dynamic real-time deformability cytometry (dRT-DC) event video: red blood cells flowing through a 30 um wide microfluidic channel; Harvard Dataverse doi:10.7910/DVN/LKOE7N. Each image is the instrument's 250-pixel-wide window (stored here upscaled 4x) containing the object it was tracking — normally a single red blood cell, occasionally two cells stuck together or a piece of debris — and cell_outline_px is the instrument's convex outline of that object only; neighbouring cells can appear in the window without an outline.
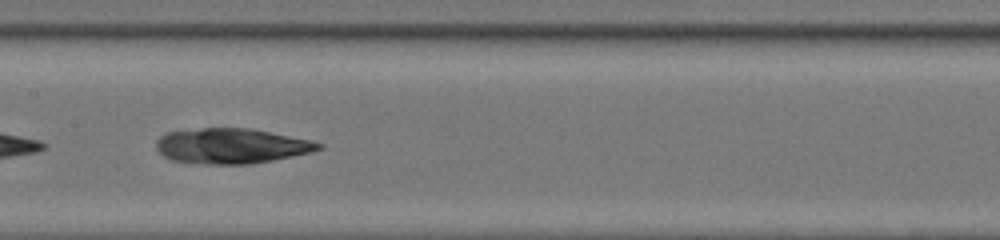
{"species": "common noctule bat (a hibernating species)", "species_latin": "Nyctalus noctula", "temperature_condition": "room temperature", "stored_images_in_passage": 40, "camera_frame_rate_fps": 3000, "um_per_image_px": 0.085, "animal": {"sex": "female", "body_mass_g": 20.0, "forearm_length_mm": 54.0}, "frame": {"image": 1, "passage_image": 18, "time_ms": 5.667, "image_size_px": [1000, 240], "cell_outline_px": [[324, 148], [312, 152], [272, 160], [248, 164], [208, 164], [172, 160], [164, 156], [156, 148], [156, 144], [160, 136], [168, 132], [204, 128], [248, 128], [312, 140], [324, 144]], "centroid_in_image_um": [19.7, 12.4], "position_along_channel_um": 187.7, "area_um2": 33.06}, "authors_computed_cell_mechanics": {"area_um2": 20.5479, "velocity_mm_per_s": 4.2778, "shape_relaxation_time_tau1_ms": 3.5915, "shape_relaxation_time_tau2_ms": 3.1332, "deformation_change_tau1": 0.2426, "deformation_change_tau2": 0.127}}